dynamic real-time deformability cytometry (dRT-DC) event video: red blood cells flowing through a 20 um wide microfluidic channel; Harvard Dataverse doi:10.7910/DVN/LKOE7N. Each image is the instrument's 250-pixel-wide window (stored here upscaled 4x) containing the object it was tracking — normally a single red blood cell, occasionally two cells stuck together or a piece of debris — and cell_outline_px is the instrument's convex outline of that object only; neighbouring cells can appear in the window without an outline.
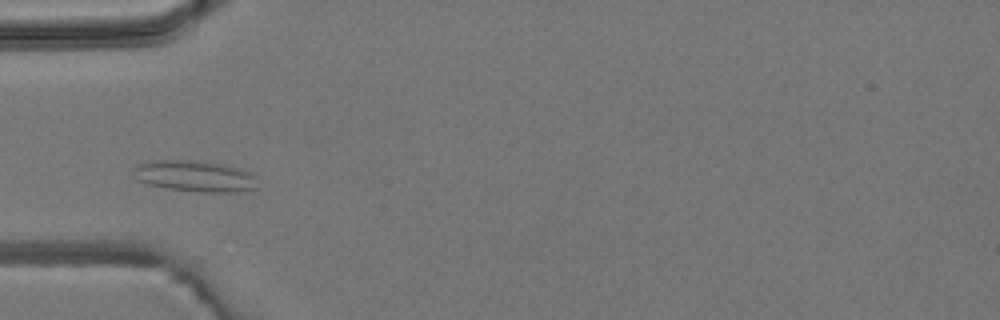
{"species": "common noctule bat (a hibernating species)", "species_latin": "Nyctalus noctula", "temperature_condition": "room temperature", "stored_images_in_passage": 3, "camera_frame_rate_fps": 3000, "um_per_image_px": 0.085, "animal": {"sex": "male", "body_mass_g": 19.2, "forearm_length_mm": 51.8}, "frame": {"image": 1, "passage_image": 3, "time_ms": 2.333, "image_size_px": [1000, 320], "cell_outline_px": [[256, 188], [240, 192], [204, 192], [168, 188], [148, 184], [136, 180], [132, 168], [136, 164], [156, 160], [196, 160], [224, 164], [240, 168], [248, 172], [252, 176]], "centroid_in_image_um": [16.5, 14.96], "position_along_channel_um": 68.5, "area_um2": 22.48}}